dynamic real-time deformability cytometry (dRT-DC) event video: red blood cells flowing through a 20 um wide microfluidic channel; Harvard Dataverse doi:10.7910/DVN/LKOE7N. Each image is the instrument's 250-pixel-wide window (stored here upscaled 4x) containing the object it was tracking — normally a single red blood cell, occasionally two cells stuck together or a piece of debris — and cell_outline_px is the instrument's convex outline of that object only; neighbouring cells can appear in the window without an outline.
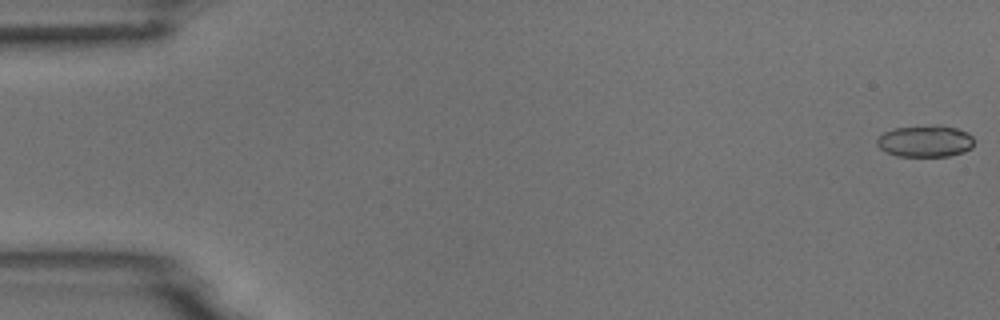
{"species": "common noctule bat (a hibernating species)", "species_latin": "Nyctalus noctula", "temperature_condition": "room temperature", "stored_images_in_passage": 55, "camera_frame_rate_fps": 3000, "um_per_image_px": 0.085, "animal": {"sex": "male", "body_mass_g": 18.8}, "frame": {"image": 1, "passage_image": 1, "time_ms": 0.0, "image_size_px": [1000, 320], "cell_outline_px": [[972, 148], [964, 152], [948, 156], [896, 156], [880, 148], [876, 144], [876, 140], [884, 132], [892, 128], [936, 124], [940, 124], [956, 128], [968, 132], [972, 136]], "centroid_in_image_um": [78.65, 11.98], "position_along_channel_um": 6.4, "area_um2": 18.15}}
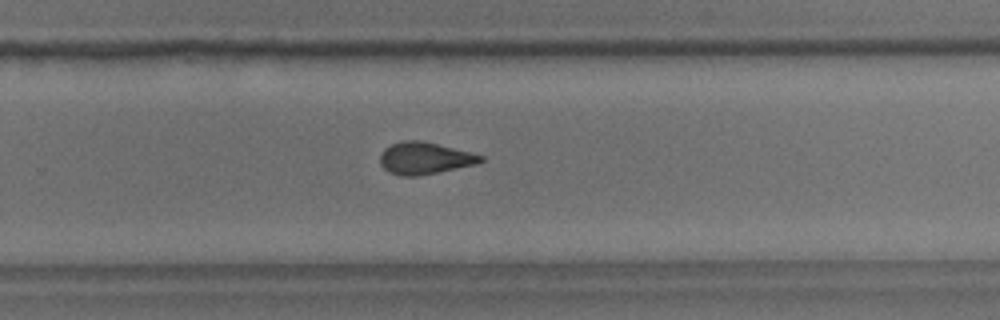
{"frame": {"image": 2, "passage_image": 36, "time_ms": 11.667, "image_size_px": [1000, 320], "cell_outline_px": [[484, 160], [476, 164], [416, 176], [400, 176], [388, 172], [380, 164], [380, 152], [384, 148], [392, 144], [404, 140], [420, 140], [484, 156]], "centroid_in_image_um": [36.03, 13.45], "position_along_channel_um": 293.8, "area_um2": 18.5}}
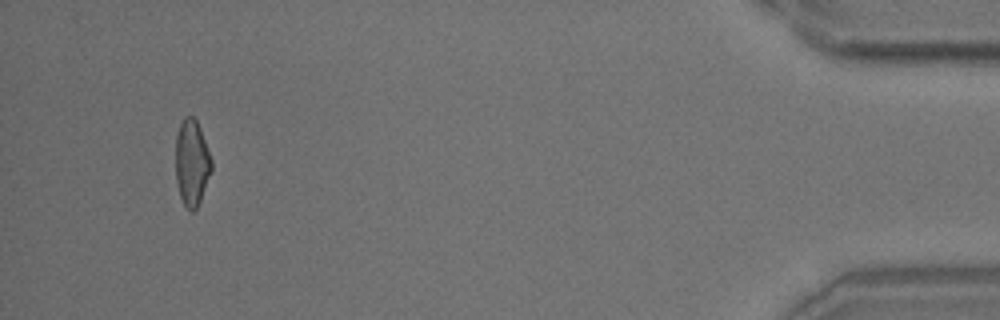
{"frame": {"image": 3, "passage_image": 52, "time_ms": 17.0, "image_size_px": [1000, 320], "cell_outline_px": [[212, 168], [200, 200], [196, 208], [192, 212], [184, 204], [180, 196], [176, 180], [176, 136], [180, 124], [184, 116], [192, 116], [196, 120], [200, 128], [212, 160]], "centroid_in_image_um": [16.3, 13.81], "position_along_channel_um": 418.9, "area_um2": 17.74}, "authors_computed_cell_mechanics": {"area_um2": 18.6694, "velocity_mm_per_s": 3.7214, "shape_relaxation_time_tau1_ms": 8.9887, "shape_relaxation_time_tau2_ms": 3.2826, "deformation_change_tau1": 0.2224, "deformation_change_tau2": 0.1198}}